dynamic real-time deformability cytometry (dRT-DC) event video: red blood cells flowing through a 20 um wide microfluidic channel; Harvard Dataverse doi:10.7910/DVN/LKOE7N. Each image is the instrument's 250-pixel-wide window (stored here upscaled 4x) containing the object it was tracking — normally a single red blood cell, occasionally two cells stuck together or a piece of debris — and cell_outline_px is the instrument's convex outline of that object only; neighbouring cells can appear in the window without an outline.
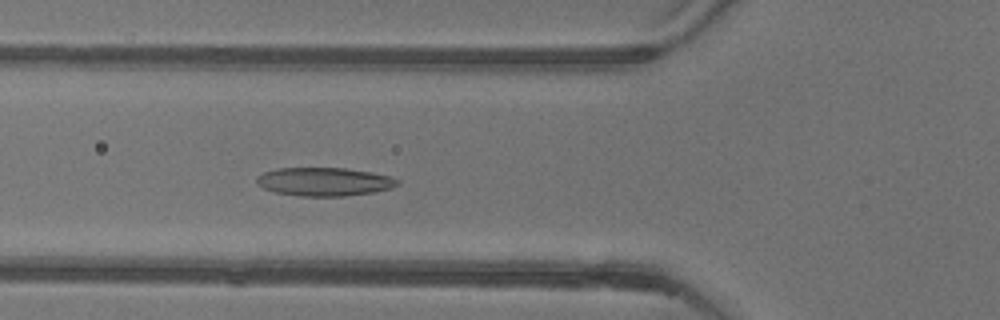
{"species": "common noctule bat (a hibernating species)", "species_latin": "Nyctalus noctula", "temperature_condition": "warm", "stored_images_in_passage": 53, "camera_frame_rate_fps": 3000, "um_per_image_px": 0.085, "animal": {"sex": "female"}, "frame": {"image": 1, "passage_image": 19, "time_ms": 6.0, "image_size_px": [1000, 320], "cell_outline_px": [[400, 184], [392, 188], [372, 192], [344, 196], [300, 196], [276, 192], [264, 188], [256, 184], [256, 176], [264, 172], [276, 168], [344, 168], [372, 172], [388, 176], [400, 180]], "centroid_in_image_um": [27.55, 15.44], "position_along_channel_um": 98.2, "area_um2": 23.35}}
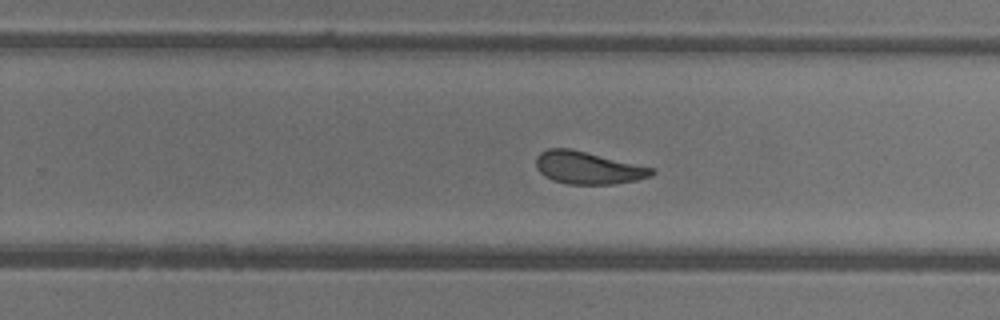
{"frame": {"image": 2, "passage_image": 33, "time_ms": 10.667, "image_size_px": [1000, 320], "cell_outline_px": [[656, 172], [652, 176], [636, 180], [616, 184], [568, 184], [552, 180], [544, 176], [536, 168], [536, 156], [540, 152], [548, 148], [568, 148], [652, 168]], "centroid_in_image_um": [49.93, 14.27], "position_along_channel_um": 279.9, "area_um2": 21.68}}
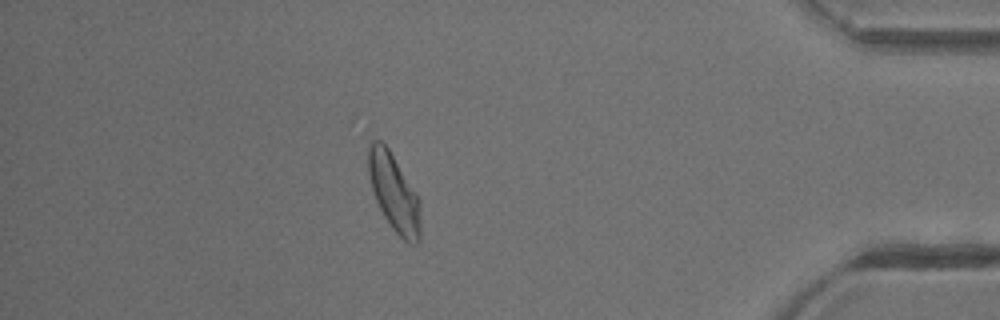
{"frame": {"image": 3, "passage_image": 46, "time_ms": 15.0, "image_size_px": [1000, 320], "cell_outline_px": [[420, 240], [416, 244], [408, 244], [392, 228], [384, 216], [376, 200], [372, 188], [368, 172], [368, 144], [372, 140], [380, 140], [388, 148], [416, 192], [420, 200]], "centroid_in_image_um": [33.5, 16.38], "position_along_channel_um": 401.7, "area_um2": 23.47}, "authors_computed_cell_mechanics": {"area_um2": 23.698, "velocity_mm_per_s": 3.8905, "shape_relaxation_time_tau1_ms": 10.329, "shape_relaxation_time_tau2_ms": 2.3915, "deformation_change_tau1": 0.2144, "deformation_change_tau2": 0.1028}}